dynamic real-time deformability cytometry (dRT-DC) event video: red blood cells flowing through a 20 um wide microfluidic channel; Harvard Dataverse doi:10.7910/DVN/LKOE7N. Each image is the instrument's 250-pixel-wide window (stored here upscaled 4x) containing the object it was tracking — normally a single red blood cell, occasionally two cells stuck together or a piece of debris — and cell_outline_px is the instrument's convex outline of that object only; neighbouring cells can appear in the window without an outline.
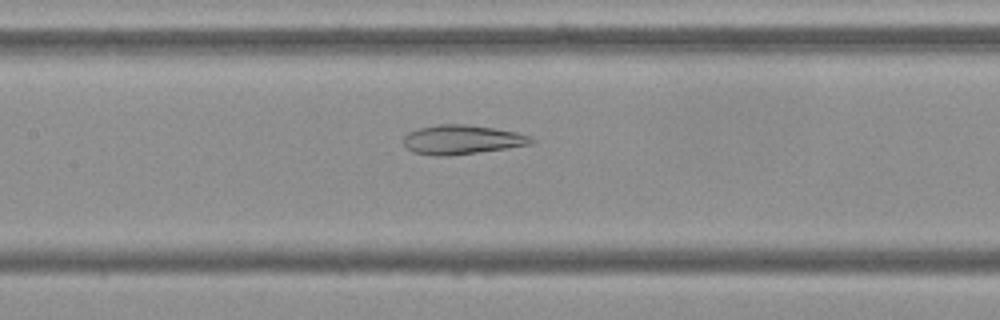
{"species": "Egyptian fruit bat (a non-hibernating species)", "species_latin": "Rousettus aegyptiacus", "temperature_condition": "cold", "stored_images_in_passage": 54, "camera_frame_rate_fps": 3000, "um_per_image_px": 0.085, "frame": {"image": 1, "passage_image": 25, "time_ms": 8.0, "image_size_px": [1000, 320], "cell_outline_px": [[536, 140], [532, 144], [448, 156], [436, 156], [412, 152], [404, 144], [404, 136], [408, 132], [420, 128], [440, 124], [468, 124], [496, 128], [516, 132], [532, 136]], "centroid_in_image_um": [39.28, 11.86], "position_along_channel_um": 168.1, "area_um2": 21.73}}
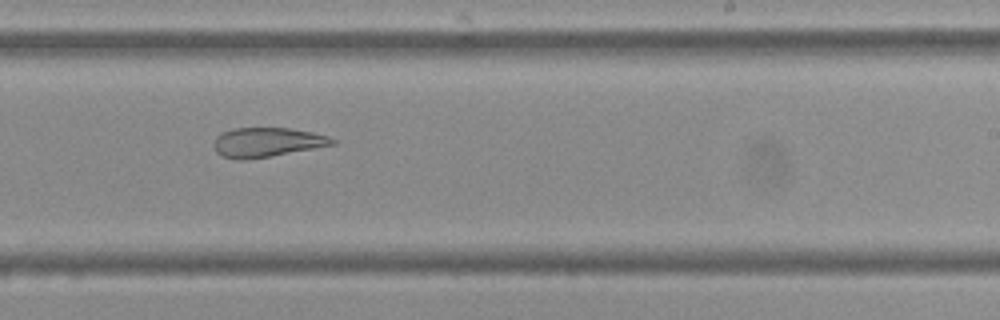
{"frame": {"image": 2, "passage_image": 33, "time_ms": 10.667, "image_size_px": [1000, 320], "cell_outline_px": [[336, 144], [272, 156], [248, 160], [236, 160], [220, 156], [216, 152], [212, 144], [216, 136], [232, 128], [288, 128], [312, 132], [328, 136], [336, 140]], "centroid_in_image_um": [22.65, 12.11], "position_along_channel_um": 266.3, "area_um2": 20.52}}
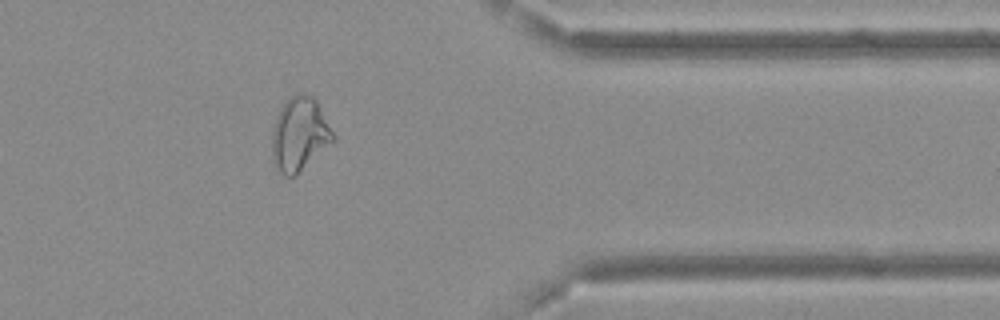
{"frame": {"image": 3, "passage_image": 44, "time_ms": 14.333, "image_size_px": [1000, 320], "cell_outline_px": [[336, 140], [296, 176], [284, 176], [276, 168], [272, 160], [272, 128], [276, 116], [280, 108], [292, 96], [312, 96], [316, 100], [336, 136]], "centroid_in_image_um": [25.47, 11.48], "position_along_channel_um": 385.9, "area_um2": 26.24}, "authors_computed_cell_mechanics": {"area_um2": 26.0967, "velocity_mm_per_s": 3.6995, "shape_relaxation_time_tau1_ms": null, "shape_relaxation_time_tau2_ms": 2.3634, "deformation_change_tau1": null, "deformation_change_tau2": 0.0964}}